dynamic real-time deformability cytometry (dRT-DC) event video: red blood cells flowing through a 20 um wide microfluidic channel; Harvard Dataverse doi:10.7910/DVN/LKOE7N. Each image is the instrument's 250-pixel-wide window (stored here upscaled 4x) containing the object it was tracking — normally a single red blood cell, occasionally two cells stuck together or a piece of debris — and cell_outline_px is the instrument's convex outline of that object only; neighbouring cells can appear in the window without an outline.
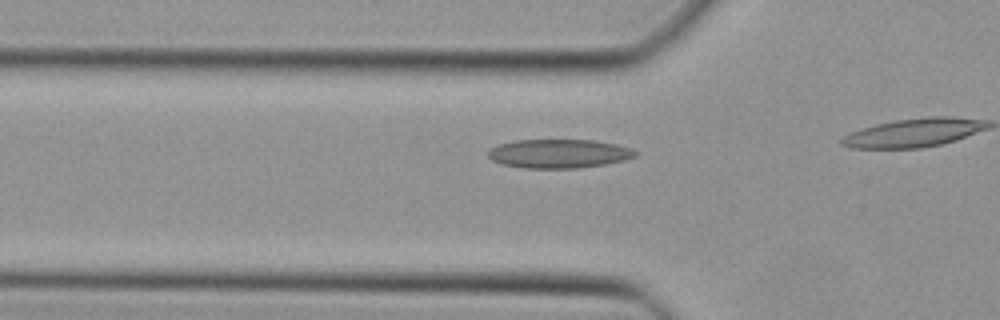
{"species": "Egyptian fruit bat (a non-hibernating species)", "species_latin": "Rousettus aegyptiacus", "temperature_condition": "cold", "stored_images_in_passage": 4, "camera_frame_rate_fps": 3000, "um_per_image_px": 0.085, "animal": {"sex": "female"}, "frame": {"image": 1, "passage_image": 2, "time_ms": 0.333, "image_size_px": [1000, 320], "cell_outline_px": [[640, 152], [636, 156], [624, 160], [604, 164], [576, 168], [524, 168], [504, 164], [492, 160], [488, 156], [488, 148], [496, 144], [516, 140], [596, 140], [616, 144], [632, 148]], "centroid_in_image_um": [47.51, 13.04], "position_along_channel_um": 78.3, "area_um2": 24.91}}